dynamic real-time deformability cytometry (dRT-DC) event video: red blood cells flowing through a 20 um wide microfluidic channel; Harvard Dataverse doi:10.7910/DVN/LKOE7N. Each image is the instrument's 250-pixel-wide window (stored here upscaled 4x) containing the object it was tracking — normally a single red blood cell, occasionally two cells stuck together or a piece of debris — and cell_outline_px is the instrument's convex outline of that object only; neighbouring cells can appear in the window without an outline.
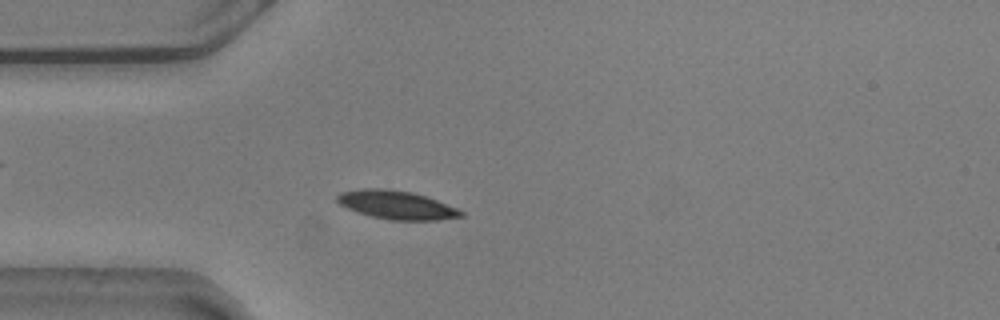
{"species": "common noctule bat (a hibernating species)", "species_latin": "Nyctalus noctula", "temperature_condition": "warm", "stored_images_in_passage": 56, "camera_frame_rate_fps": 3000, "um_per_image_px": 0.085, "animal": {"sex": "male", "body_mass_g": 20.5, "forearm_length_mm": 52.5}, "frame": {"image": 1, "passage_image": 15, "time_ms": 4.667, "image_size_px": [1000, 320], "cell_outline_px": [[464, 216], [436, 220], [392, 220], [372, 216], [348, 208], [340, 204], [336, 200], [336, 196], [340, 192], [364, 188], [388, 188], [412, 192], [436, 200], [456, 208], [464, 212]], "centroid_in_image_um": [33.69, 17.41], "position_along_channel_um": 51.3, "area_um2": 20.35}}
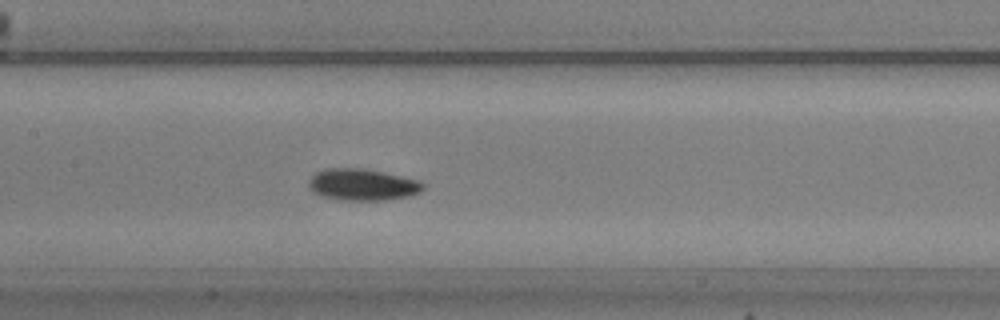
{"frame": {"image": 2, "passage_image": 26, "time_ms": 8.333, "image_size_px": [1000, 320], "cell_outline_px": [[424, 188], [420, 192], [408, 196], [384, 200], [340, 200], [320, 196], [312, 192], [308, 184], [308, 180], [316, 172], [324, 168], [364, 168], [420, 180], [424, 184]], "centroid_in_image_um": [30.78, 15.69], "position_along_channel_um": 176.6, "area_um2": 21.27}}
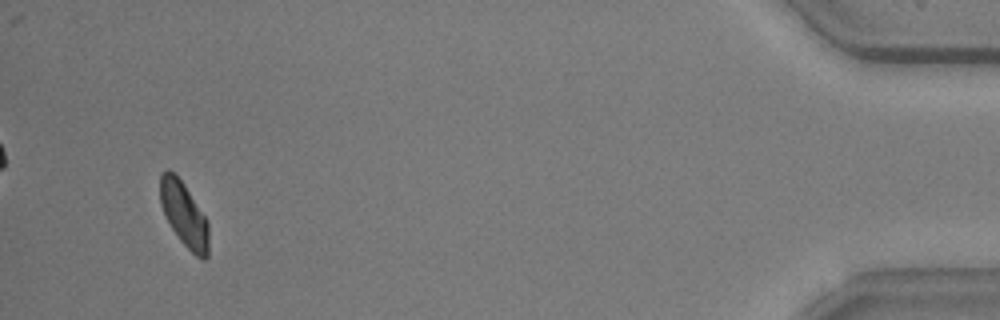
{"frame": {"image": 3, "passage_image": 53, "time_ms": 17.333, "image_size_px": [1000, 320], "cell_outline_px": [[208, 256], [204, 260], [200, 260], [180, 240], [172, 228], [160, 204], [160, 172], [168, 168], [184, 184], [208, 220]], "centroid_in_image_um": [15.65, 18.22], "position_along_channel_um": 419.5, "area_um2": 18.15}, "authors_computed_cell_mechanics": {"area_um2": 19.4786, "velocity_mm_per_s": 3.588, "shape_relaxation_time_tau1_ms": 3.0993, "shape_relaxation_time_tau2_ms": null, "deformation_change_tau1": 0.096, "deformation_change_tau2": null}}